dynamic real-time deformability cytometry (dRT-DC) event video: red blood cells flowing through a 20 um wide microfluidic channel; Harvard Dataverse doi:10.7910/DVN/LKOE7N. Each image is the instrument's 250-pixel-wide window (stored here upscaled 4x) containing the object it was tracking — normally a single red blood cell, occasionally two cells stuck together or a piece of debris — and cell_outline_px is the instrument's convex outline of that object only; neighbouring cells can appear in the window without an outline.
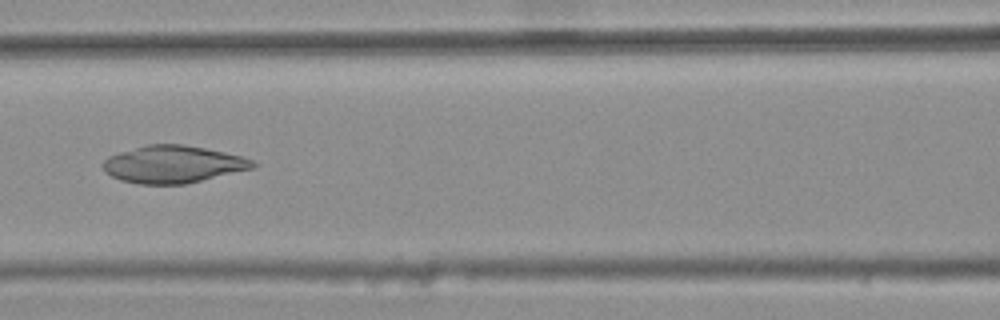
{"species": "common noctule bat (a hibernating species)", "species_latin": "Nyctalus noctula", "temperature_condition": "warm", "stored_images_in_passage": 7, "camera_frame_rate_fps": 3000, "um_per_image_px": 0.085, "animal": {"sex": "female", "body_mass_g": 25.1}, "frame": {"image": 1, "passage_image": 5, "time_ms": 1.333, "image_size_px": [1000, 320], "cell_outline_px": [[256, 168], [184, 184], [140, 184], [120, 180], [104, 172], [104, 160], [108, 156], [120, 152], [148, 144], [184, 144], [224, 152], [240, 156], [252, 160], [256, 164]], "centroid_in_image_um": [14.71, 13.97], "position_along_channel_um": 151.9, "area_um2": 32.43}}
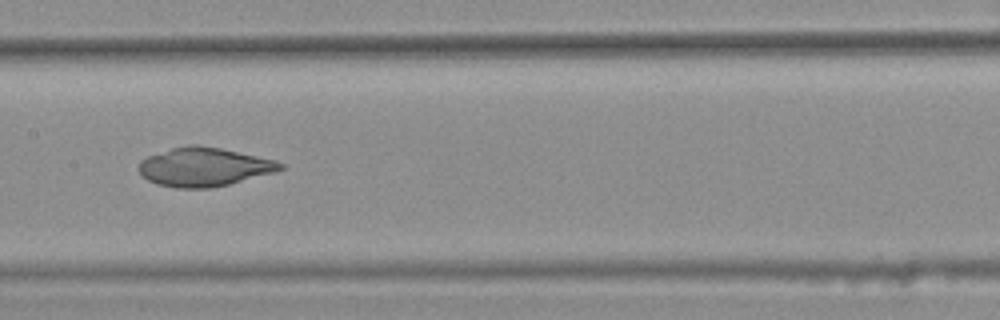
{"frame": {"image": 2, "passage_image": 6, "time_ms": 1.667, "image_size_px": [1000, 320], "cell_outline_px": [[284, 168], [272, 172], [228, 184], [208, 188], [176, 188], [156, 184], [148, 180], [136, 168], [140, 160], [148, 156], [172, 148], [188, 144], [200, 144], [220, 148], [276, 160], [284, 164]], "centroid_in_image_um": [17.29, 14.18], "position_along_channel_um": 190.1, "area_um2": 31.79}}
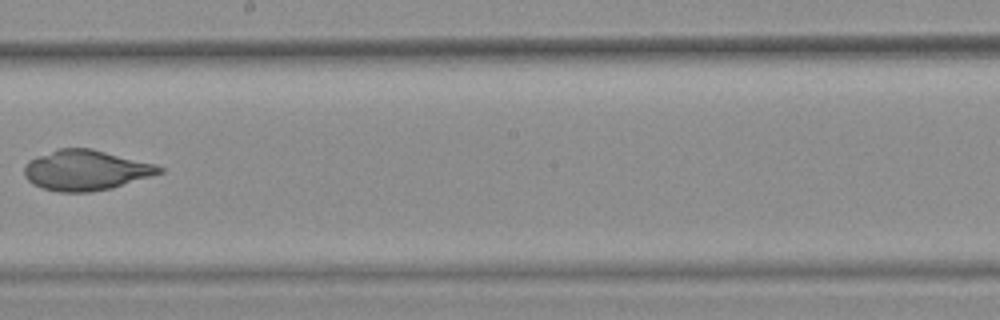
{"frame": {"image": 3, "passage_image": 7, "time_ms": 2.0, "image_size_px": [1000, 320], "cell_outline_px": [[164, 172], [112, 188], [92, 192], [60, 192], [44, 188], [32, 184], [24, 176], [24, 168], [28, 160], [36, 156], [60, 148], [92, 148], [156, 164], [164, 168]], "centroid_in_image_um": [7.3, 14.46], "position_along_channel_um": 240.9, "area_um2": 31.79}}